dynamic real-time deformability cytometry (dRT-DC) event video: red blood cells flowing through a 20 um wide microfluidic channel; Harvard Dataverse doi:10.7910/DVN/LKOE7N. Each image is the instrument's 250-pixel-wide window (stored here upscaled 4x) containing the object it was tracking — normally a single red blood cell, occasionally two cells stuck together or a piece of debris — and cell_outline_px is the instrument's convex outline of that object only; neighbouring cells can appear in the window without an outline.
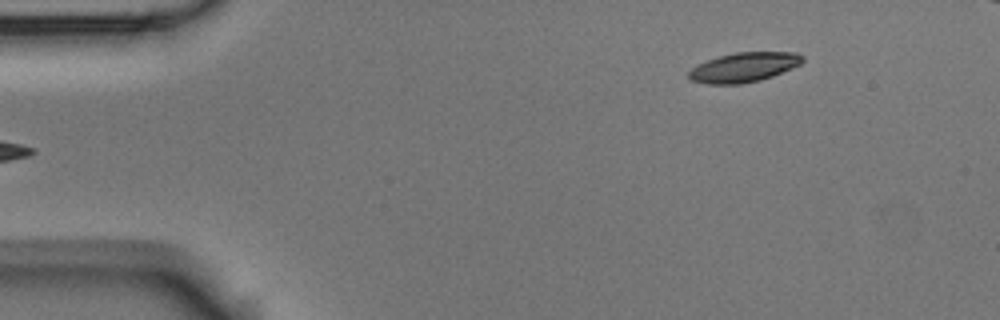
{"species": "Egyptian fruit bat (a non-hibernating species)", "species_latin": "Rousettus aegyptiacus", "temperature_condition": "room temperature", "stored_images_in_passage": 7, "segment_of_instrument_passage": [2, 2], "camera_frame_rate_fps": 3000, "um_per_image_px": 0.085, "animal": {"sex": "male"}, "frame": {"image": 1, "passage_image": 7, "time_ms": 2.0, "image_size_px": [1000, 320], "cell_outline_px": [[804, 60], [800, 64], [792, 68], [772, 76], [760, 80], [740, 84], [708, 84], [688, 80], [688, 72], [692, 68], [708, 60], [720, 56], [736, 52], [796, 52], [804, 56]], "centroid_in_image_um": [63.23, 5.72], "position_along_channel_um": 21.8, "area_um2": 19.54}}